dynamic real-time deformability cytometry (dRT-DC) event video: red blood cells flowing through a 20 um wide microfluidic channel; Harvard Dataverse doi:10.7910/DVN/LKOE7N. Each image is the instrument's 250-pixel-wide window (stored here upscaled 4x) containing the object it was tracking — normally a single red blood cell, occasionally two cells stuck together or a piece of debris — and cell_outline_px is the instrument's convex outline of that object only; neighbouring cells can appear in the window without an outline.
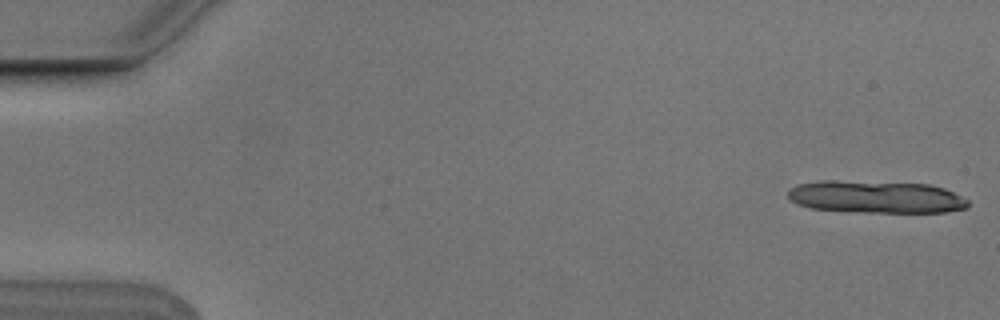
{"species": "Egyptian fruit bat (a non-hibernating species)", "species_latin": "Rousettus aegyptiacus", "temperature_condition": "cold", "stored_images_in_passage": 8, "camera_frame_rate_fps": 3000, "um_per_image_px": 0.085, "animal": {"sex": "male"}, "frame": {"image": 1, "passage_image": 1, "time_ms": 0.0, "image_size_px": [1000, 320], "cell_outline_px": [[968, 208], [944, 212], [868, 212], [812, 208], [796, 204], [788, 196], [788, 188], [800, 184], [824, 180], [832, 180], [928, 184], [944, 188], [968, 200]], "centroid_in_image_um": [74.46, 16.73], "position_along_channel_um": 10.5, "area_um2": 33.7}}
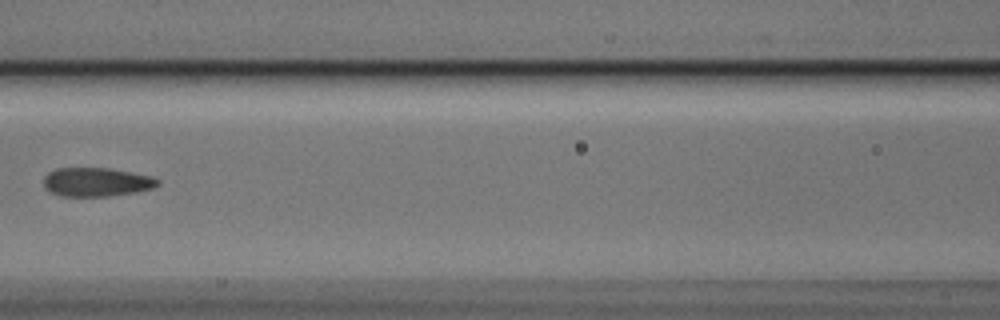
{"frame": {"image": 2, "passage_image": 7, "time_ms": 2.0, "image_size_px": [1000, 320], "cell_outline_px": [[160, 184], [152, 188], [136, 192], [108, 196], [60, 196], [48, 192], [44, 188], [44, 176], [48, 172], [56, 168], [108, 168], [152, 176], [160, 180]], "centroid_in_image_um": [8.17, 15.47], "position_along_channel_um": 158.4, "area_um2": 19.31}}
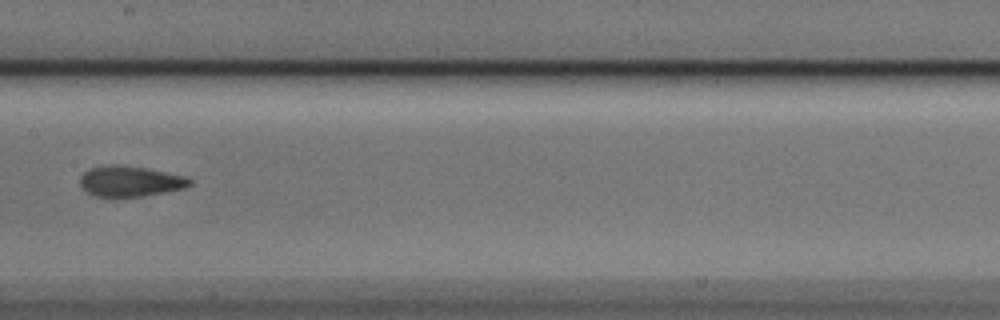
{"frame": {"image": 3, "passage_image": 8, "time_ms": 2.333, "image_size_px": [1000, 320], "cell_outline_px": [[192, 184], [184, 188], [164, 192], [140, 196], [112, 200], [92, 196], [80, 184], [80, 176], [88, 168], [108, 164], [116, 164], [148, 168], [188, 176], [192, 180]], "centroid_in_image_um": [11.03, 15.43], "position_along_channel_um": 196.4, "area_um2": 20.35}}